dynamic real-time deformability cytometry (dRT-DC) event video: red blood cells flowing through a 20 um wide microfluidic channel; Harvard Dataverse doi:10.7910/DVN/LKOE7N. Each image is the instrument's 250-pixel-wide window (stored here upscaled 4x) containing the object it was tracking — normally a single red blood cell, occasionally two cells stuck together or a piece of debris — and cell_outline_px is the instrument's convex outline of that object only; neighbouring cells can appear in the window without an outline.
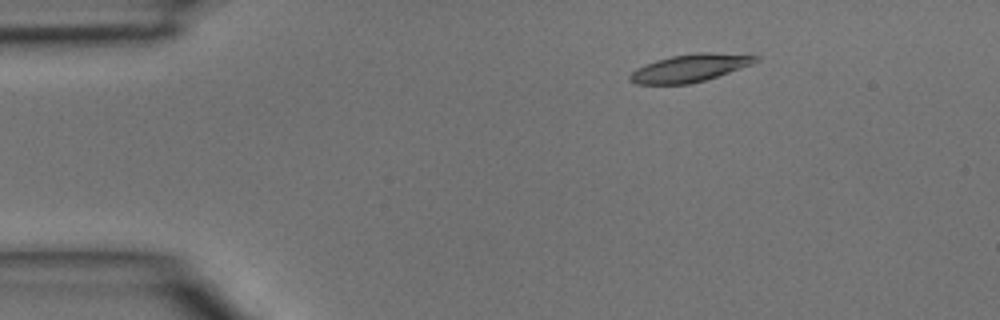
{"species": "common noctule bat (a hibernating species)", "species_latin": "Nyctalus noctula", "temperature_condition": "room temperature", "stored_images_in_passage": 3, "camera_frame_rate_fps": 3000, "um_per_image_px": 0.085, "animal": {"sex": "male", "body_mass_g": 15.6}, "frame": {"image": 1, "passage_image": 1, "time_ms": 0.0, "image_size_px": [1000, 320], "cell_outline_px": [[760, 60], [752, 64], [704, 80], [688, 84], [636, 84], [628, 80], [628, 76], [636, 68], [644, 64], [656, 60], [672, 56], [696, 52], [712, 52], [760, 56]], "centroid_in_image_um": [58.61, 5.77], "position_along_channel_um": 26.4, "area_um2": 20.17}}